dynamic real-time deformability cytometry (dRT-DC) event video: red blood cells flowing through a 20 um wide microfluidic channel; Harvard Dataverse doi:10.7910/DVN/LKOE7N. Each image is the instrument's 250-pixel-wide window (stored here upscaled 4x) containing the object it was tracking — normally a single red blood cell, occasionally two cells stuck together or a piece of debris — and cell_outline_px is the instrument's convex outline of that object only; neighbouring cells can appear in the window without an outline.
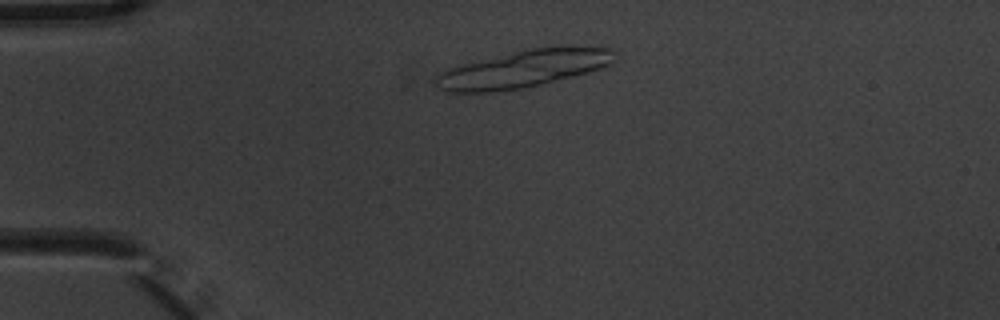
{"species": "common noctule bat (a hibernating species)", "species_latin": "Nyctalus noctula", "temperature_condition": "warm", "stored_images_in_passage": 3, "camera_frame_rate_fps": 3000, "um_per_image_px": 0.085, "animal": {"sex": "male", "body_mass_g": 20.1, "forearm_length_mm": 53.5}, "frame": {"image": 1, "passage_image": 2, "time_ms": 0.333, "image_size_px": [1000, 320], "cell_outline_px": [[612, 60], [608, 64], [600, 68], [588, 72], [524, 88], [492, 92], [448, 92], [436, 88], [436, 76], [440, 72], [448, 68], [528, 48], [564, 44], [572, 44], [608, 48], [612, 52]], "centroid_in_image_um": [44.49, 5.83], "position_along_channel_um": 40.5, "area_um2": 38.9}}